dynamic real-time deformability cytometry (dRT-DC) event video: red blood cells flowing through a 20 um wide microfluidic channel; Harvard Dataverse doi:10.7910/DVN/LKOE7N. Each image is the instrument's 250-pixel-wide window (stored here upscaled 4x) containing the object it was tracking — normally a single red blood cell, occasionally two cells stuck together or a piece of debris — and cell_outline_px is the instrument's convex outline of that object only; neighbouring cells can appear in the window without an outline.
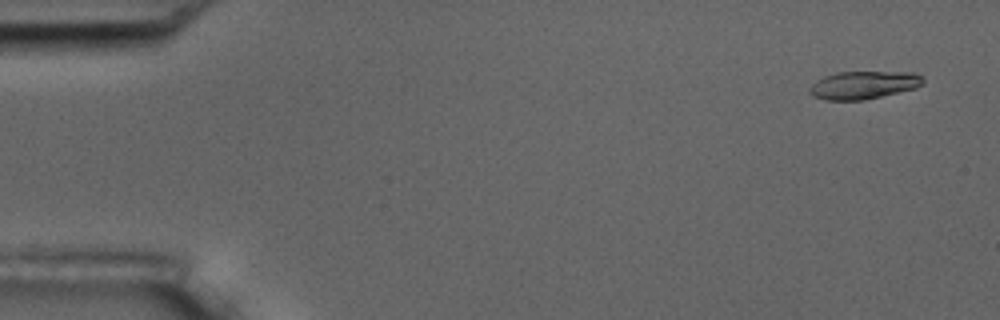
{"species": "common noctule bat (a hibernating species)", "species_latin": "Nyctalus noctula", "temperature_condition": "room temperature", "stored_images_in_passage": 5, "camera_frame_rate_fps": 3000, "um_per_image_px": 0.085, "animal": {"sex": "male", "body_mass_g": 17.5, "forearm_length_mm": 52.3}, "frame": {"image": 1, "passage_image": 1, "time_ms": 0.0, "image_size_px": [1000, 320], "cell_outline_px": [[924, 84], [916, 88], [864, 100], [824, 100], [812, 96], [808, 92], [808, 88], [816, 80], [824, 76], [836, 72], [916, 72], [924, 76]], "centroid_in_image_um": [73.41, 7.22], "position_along_channel_um": 11.6, "area_um2": 18.73}}
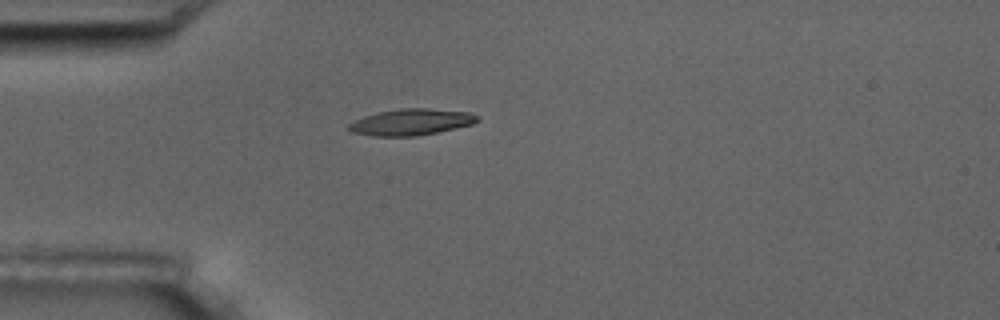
{"frame": {"image": 2, "passage_image": 4, "time_ms": 4.333, "image_size_px": [1000, 320], "cell_outline_px": [[480, 120], [472, 124], [436, 132], [416, 136], [372, 136], [352, 132], [348, 128], [348, 124], [364, 116], [380, 112], [404, 108], [428, 108], [468, 112], [480, 116]], "centroid_in_image_um": [34.97, 10.37], "position_along_channel_um": 50.0, "area_um2": 19.54}}